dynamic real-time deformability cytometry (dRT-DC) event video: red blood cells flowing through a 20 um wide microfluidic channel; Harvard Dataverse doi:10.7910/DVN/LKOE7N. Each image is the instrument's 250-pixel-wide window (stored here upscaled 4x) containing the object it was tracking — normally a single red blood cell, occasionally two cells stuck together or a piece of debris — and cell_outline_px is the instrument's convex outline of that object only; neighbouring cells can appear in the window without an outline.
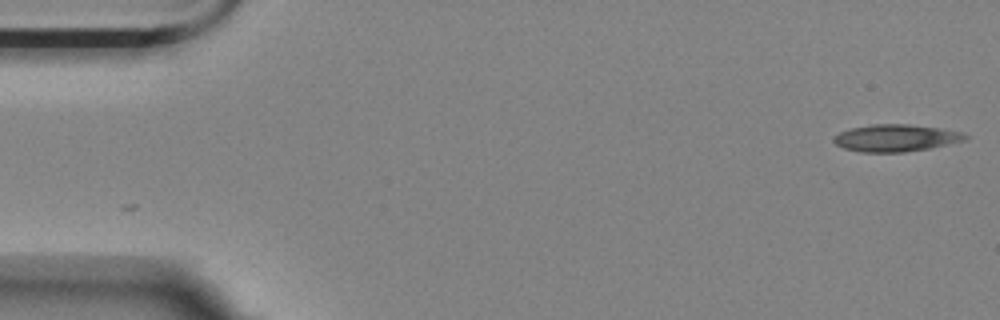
{"species": "Egyptian fruit bat (a non-hibernating species)", "species_latin": "Rousettus aegyptiacus", "temperature_condition": "room temperature", "stored_images_in_passage": 55, "camera_frame_rate_fps": 3000, "um_per_image_px": 0.085, "animal": {"sex": "female"}, "frame": {"image": 1, "passage_image": 1, "time_ms": 0.0, "image_size_px": [1000, 320], "cell_outline_px": [[968, 136], [964, 140], [928, 148], [904, 152], [860, 152], [844, 148], [836, 144], [832, 140], [832, 136], [840, 132], [852, 128], [872, 124], [908, 124], [936, 128], [960, 132]], "centroid_in_image_um": [76.06, 11.73], "position_along_channel_um": 8.9, "area_um2": 20.4}}
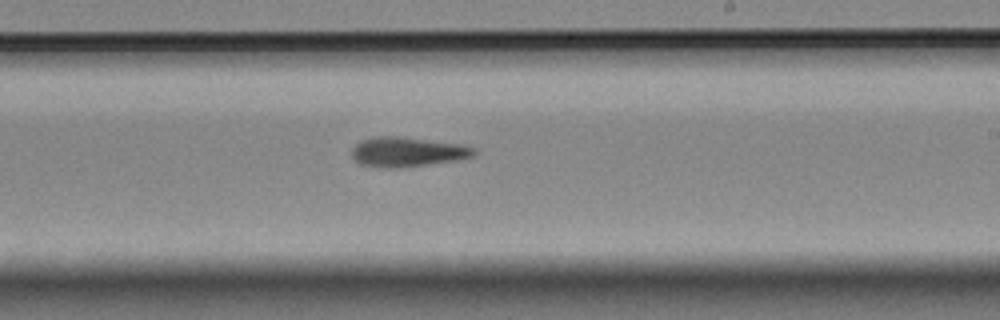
{"frame": {"image": 2, "passage_image": 32, "time_ms": 10.333, "image_size_px": [1000, 320], "cell_outline_px": [[476, 152], [472, 156], [456, 160], [396, 168], [388, 168], [360, 164], [352, 156], [352, 148], [356, 144], [364, 140], [380, 136], [400, 136], [460, 144], [472, 148]], "centroid_in_image_um": [34.6, 12.91], "position_along_channel_um": 254.4, "area_um2": 20.63}}
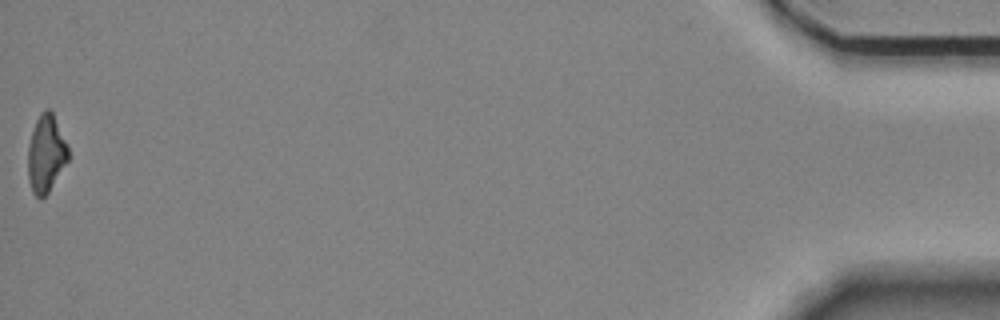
{"frame": {"image": 3, "passage_image": 55, "time_ms": 18.0, "image_size_px": [1000, 320], "cell_outline_px": [[68, 160], [48, 192], [40, 200], [32, 192], [28, 180], [28, 144], [36, 120], [40, 112], [44, 108], [48, 108], [52, 112], [68, 148]], "centroid_in_image_um": [3.88, 13.07], "position_along_channel_um": 431.3, "area_um2": 17.98}, "authors_computed_cell_mechanics": {"area_um2": 20.1722, "velocity_mm_per_s": 3.5758, "shape_relaxation_time_tau1_ms": 7.4153, "shape_relaxation_time_tau2_ms": null, "deformation_change_tau1": 0.1954, "deformation_change_tau2": null}}